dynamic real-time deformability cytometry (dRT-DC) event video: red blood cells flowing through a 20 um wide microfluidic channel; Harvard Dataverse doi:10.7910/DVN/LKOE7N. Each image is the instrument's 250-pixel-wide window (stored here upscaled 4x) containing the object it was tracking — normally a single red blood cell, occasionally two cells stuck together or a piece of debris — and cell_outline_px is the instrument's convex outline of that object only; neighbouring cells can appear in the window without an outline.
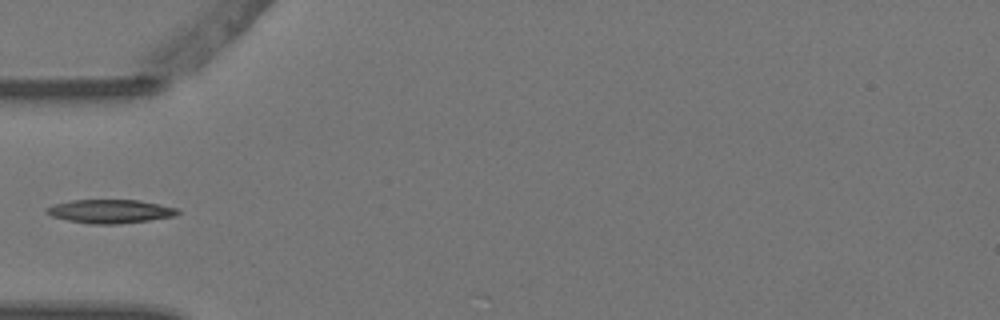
{"species": "Egyptian fruit bat (a non-hibernating species)", "species_latin": "Rousettus aegyptiacus", "temperature_condition": "warm", "stored_images_in_passage": 3, "camera_frame_rate_fps": 3000, "um_per_image_px": 0.085, "animal": {"sex": "female"}, "frame": {"image": 1, "passage_image": 2, "time_ms": 0.333, "image_size_px": [1000, 320], "cell_outline_px": [[180, 212], [176, 216], [148, 220], [116, 224], [92, 224], [68, 220], [52, 216], [44, 212], [48, 208], [56, 204], [72, 200], [140, 200], [176, 208]], "centroid_in_image_um": [9.38, 17.96], "position_along_channel_um": 75.6, "area_um2": 17.8}}
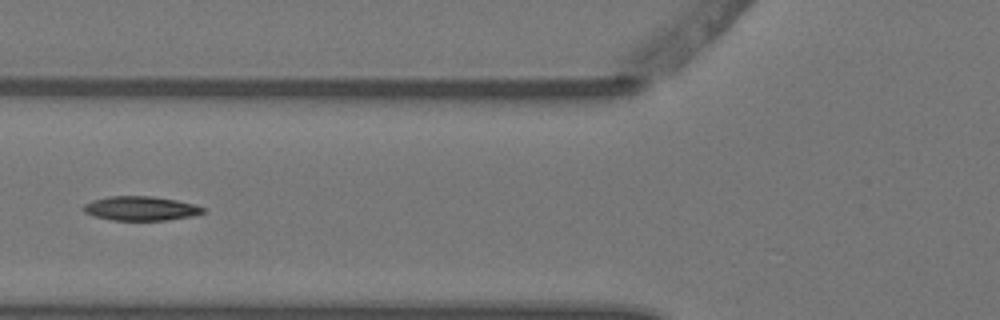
{"frame": {"image": 2, "passage_image": 3, "time_ms": 0.667, "image_size_px": [1000, 320], "cell_outline_px": [[204, 212], [192, 216], [168, 220], [112, 220], [96, 216], [84, 212], [84, 204], [92, 200], [108, 196], [152, 196], [176, 200], [192, 204], [204, 208]], "centroid_in_image_um": [11.95, 17.71], "position_along_channel_um": 113.9, "area_um2": 16.7}}